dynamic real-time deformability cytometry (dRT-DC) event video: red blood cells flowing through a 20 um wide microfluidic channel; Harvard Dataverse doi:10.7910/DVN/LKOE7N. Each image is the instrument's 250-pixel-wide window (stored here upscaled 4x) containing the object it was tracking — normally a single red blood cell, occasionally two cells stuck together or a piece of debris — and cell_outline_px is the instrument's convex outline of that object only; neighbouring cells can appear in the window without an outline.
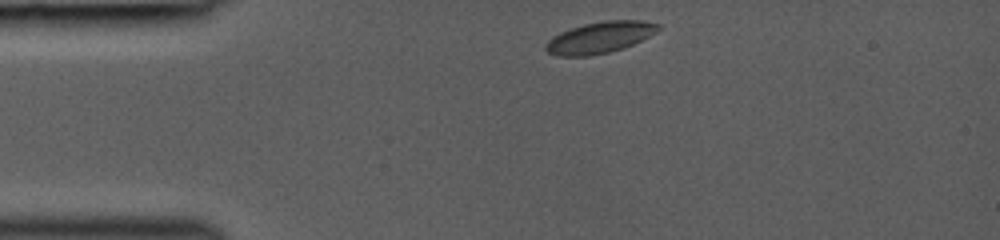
{"species": "common noctule bat (a hibernating species)", "species_latin": "Nyctalus noctula", "temperature_condition": "room temperature", "stored_images_in_passage": 32, "camera_frame_rate_fps": 3000, "um_per_image_px": 0.085, "animal": {"sex": "female", "body_mass_g": 19.0, "forearm_length_mm": 53.3}, "frame": {"image": 1, "passage_image": 1, "time_ms": 0.0, "image_size_px": [1000, 240], "cell_outline_px": [[660, 28], [656, 32], [624, 48], [608, 52], [588, 56], [556, 56], [548, 52], [544, 48], [544, 44], [552, 36], [560, 32], [584, 24], [604, 20], [640, 20], [660, 24]], "centroid_in_image_um": [50.95, 3.18], "position_along_channel_um": 34.1, "area_um2": 20.52}}
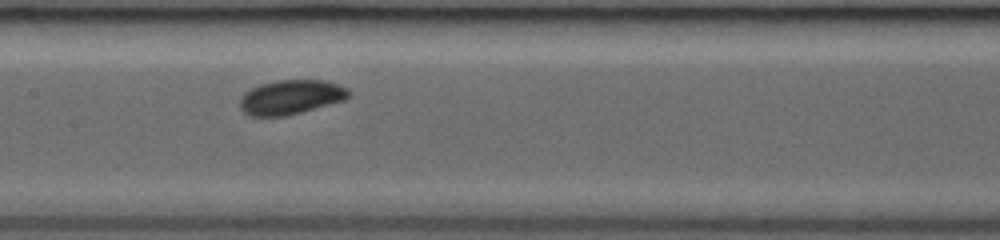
{"frame": {"image": 2, "passage_image": 14, "time_ms": 4.333, "image_size_px": [1000, 240], "cell_outline_px": [[352, 92], [344, 100], [300, 112], [284, 116], [248, 116], [240, 108], [240, 96], [244, 92], [260, 84], [276, 80], [324, 80], [348, 88]], "centroid_in_image_um": [24.69, 8.25], "position_along_channel_um": 182.7, "area_um2": 21.79}}
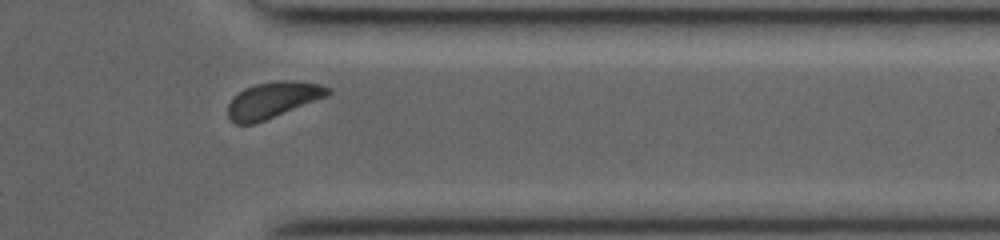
{"frame": {"image": 3, "passage_image": 28, "time_ms": 9.0, "image_size_px": [1000, 240], "cell_outline_px": [[332, 92], [328, 96], [256, 124], [236, 124], [228, 116], [228, 104], [232, 96], [244, 88], [256, 84], [276, 80], [296, 80], [320, 84], [332, 88]], "centroid_in_image_um": [23.21, 8.48], "position_along_channel_um": 388.2, "area_um2": 21.39}}